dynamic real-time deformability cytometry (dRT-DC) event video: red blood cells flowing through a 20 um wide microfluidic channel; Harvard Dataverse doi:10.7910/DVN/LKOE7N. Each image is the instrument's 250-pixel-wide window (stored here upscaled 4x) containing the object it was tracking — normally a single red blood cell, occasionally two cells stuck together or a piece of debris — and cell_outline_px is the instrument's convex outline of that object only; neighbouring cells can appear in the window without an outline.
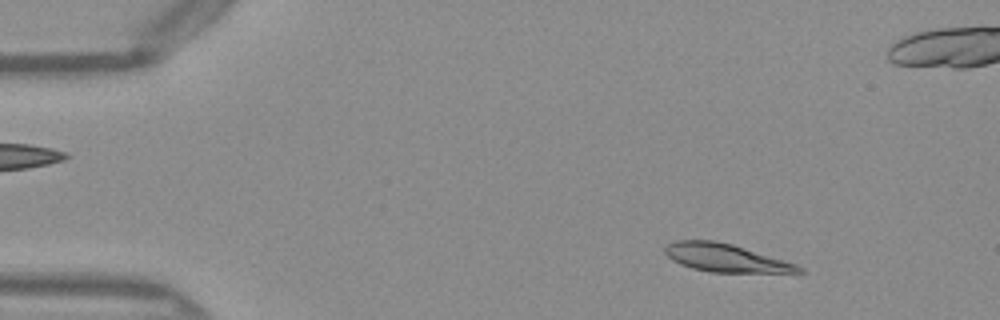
{"species": "Egyptian fruit bat (a non-hibernating species)", "species_latin": "Rousettus aegyptiacus", "temperature_condition": "warm", "stored_images_in_passage": 46, "camera_frame_rate_fps": 3000, "um_per_image_px": 0.085, "frame": {"image": 1, "passage_image": 2, "time_ms": 0.333, "image_size_px": [1000, 320], "cell_outline_px": [[804, 272], [708, 272], [692, 268], [680, 264], [672, 260], [664, 252], [664, 248], [668, 244], [676, 240], [716, 240], [732, 244], [784, 260], [796, 264], [804, 268]], "centroid_in_image_um": [61.64, 21.91], "position_along_channel_um": 23.4, "area_um2": 21.68}}
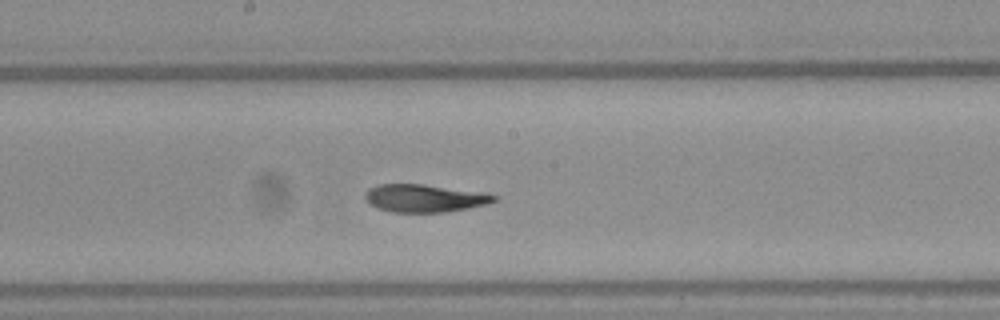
{"frame": {"image": 2, "passage_image": 22, "time_ms": 7.0, "image_size_px": [1000, 320], "cell_outline_px": [[500, 196], [496, 200], [488, 204], [468, 208], [444, 212], [392, 212], [380, 208], [372, 204], [364, 196], [364, 192], [368, 188], [380, 184], [424, 184], [488, 192]], "centroid_in_image_um": [36.17, 16.83], "position_along_channel_um": 212.0, "area_um2": 21.04}}
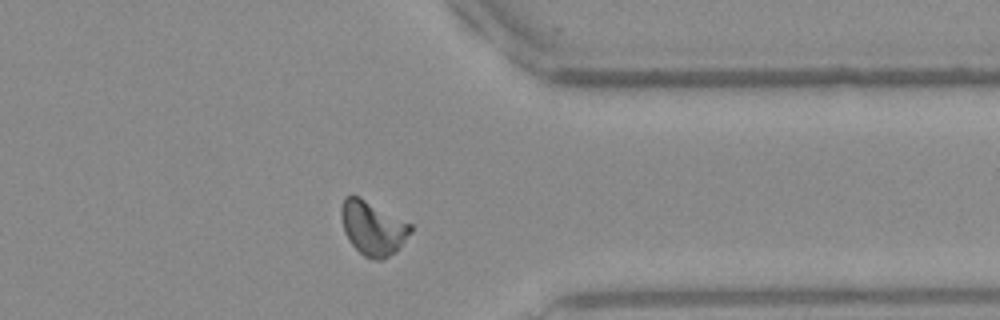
{"frame": {"image": 3, "passage_image": 35, "time_ms": 11.333, "image_size_px": [1000, 320], "cell_outline_px": [[412, 232], [396, 252], [384, 260], [376, 260], [364, 256], [348, 240], [344, 232], [340, 216], [340, 208], [344, 196], [360, 196], [412, 224]], "centroid_in_image_um": [31.69, 19.38], "position_along_channel_um": 379.7, "area_um2": 22.14}, "authors_computed_cell_mechanics": {"area_um2": 21.5883, "velocity_mm_per_s": 4.0413, "shape_relaxation_time_tau1_ms": 6.3407, "shape_relaxation_time_tau2_ms": 1.8838, "deformation_change_tau1": 0.2182, "deformation_change_tau2": 0.0937}}